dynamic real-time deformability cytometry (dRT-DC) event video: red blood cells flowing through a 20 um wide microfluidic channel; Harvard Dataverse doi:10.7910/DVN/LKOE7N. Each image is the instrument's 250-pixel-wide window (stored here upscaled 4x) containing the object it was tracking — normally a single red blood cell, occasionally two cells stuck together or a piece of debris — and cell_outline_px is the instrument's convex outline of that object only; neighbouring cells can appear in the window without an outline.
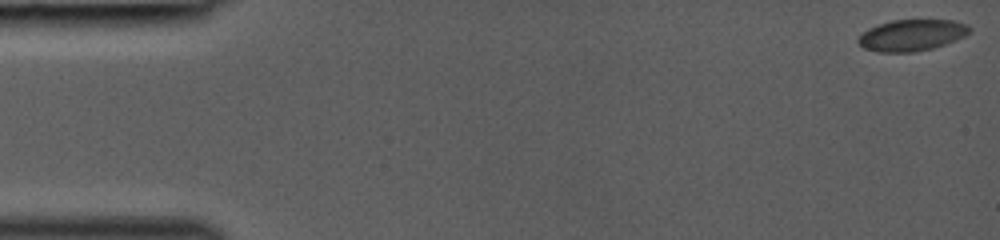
{"species": "common noctule bat (a hibernating species)", "species_latin": "Nyctalus noctula", "temperature_condition": "room temperature", "stored_images_in_passage": 32, "camera_frame_rate_fps": 3000, "um_per_image_px": 0.085, "animal": {"sex": "female", "body_mass_g": 19.0, "forearm_length_mm": 53.3}, "frame": {"image": 1, "passage_image": 1, "time_ms": 0.0, "image_size_px": [1000, 240], "cell_outline_px": [[972, 28], [964, 36], [944, 44], [932, 48], [912, 52], [876, 52], [864, 48], [856, 40], [868, 28], [892, 20], [952, 20], [968, 24]], "centroid_in_image_um": [77.49, 2.99], "position_along_channel_um": 7.5, "area_um2": 20.17}}
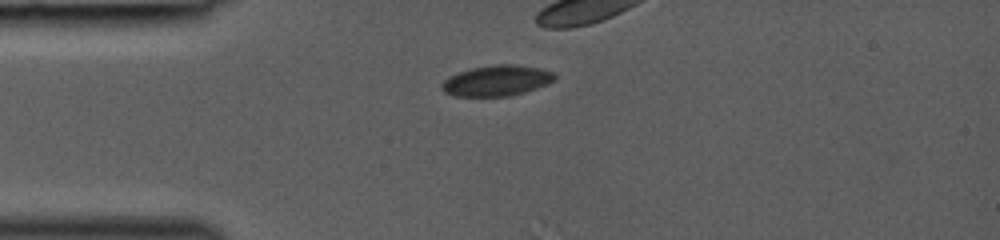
{"frame": {"image": 2, "passage_image": 12, "time_ms": 3.667, "image_size_px": [1000, 240], "cell_outline_px": [[556, 80], [548, 84], [524, 92], [508, 96], [456, 96], [444, 92], [440, 88], [440, 84], [448, 76], [472, 68], [496, 64], [516, 64], [540, 68], [552, 72], [556, 76]], "centroid_in_image_um": [42.22, 6.85], "position_along_channel_um": 42.8, "area_um2": 20.23}}
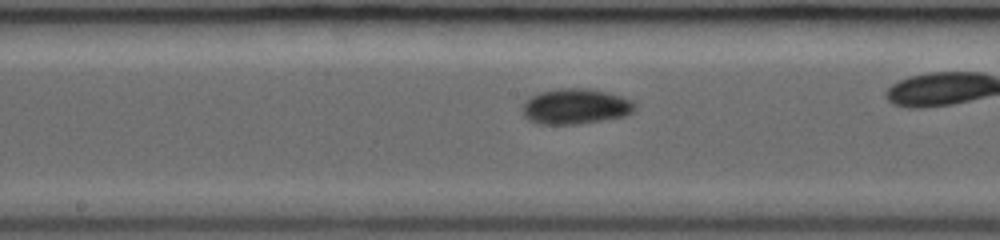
{"frame": {"image": 3, "passage_image": 24, "time_ms": 7.667, "image_size_px": [1000, 240], "cell_outline_px": [[636, 108], [632, 112], [624, 116], [576, 124], [540, 124], [528, 120], [524, 116], [524, 104], [532, 96], [540, 92], [560, 88], [588, 88], [608, 92], [632, 100], [636, 104]], "centroid_in_image_um": [48.95, 9.04], "position_along_channel_um": 199.3, "area_um2": 23.0}}